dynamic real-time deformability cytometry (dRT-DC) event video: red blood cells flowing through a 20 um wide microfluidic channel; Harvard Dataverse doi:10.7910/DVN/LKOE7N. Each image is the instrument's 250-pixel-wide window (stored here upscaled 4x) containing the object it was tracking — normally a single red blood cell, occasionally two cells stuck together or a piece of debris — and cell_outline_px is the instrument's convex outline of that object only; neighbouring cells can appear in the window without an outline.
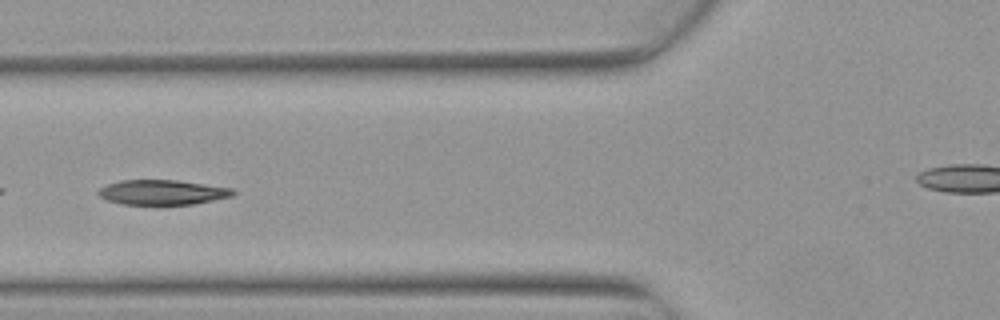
{"species": "Egyptian fruit bat (a non-hibernating species)", "species_latin": "Rousettus aegyptiacus", "temperature_condition": "warm", "stored_images_in_passage": 7, "camera_frame_rate_fps": 3000, "um_per_image_px": 0.085, "animal": {"sex": "female"}, "frame": {"image": 1, "passage_image": 5, "time_ms": 1.333, "image_size_px": [1000, 320], "cell_outline_px": [[236, 192], [232, 196], [192, 204], [124, 204], [108, 200], [100, 196], [96, 192], [100, 188], [108, 184], [120, 180], [176, 180], [232, 188]], "centroid_in_image_um": [13.79, 16.34], "position_along_channel_um": 112.0, "area_um2": 19.25}}
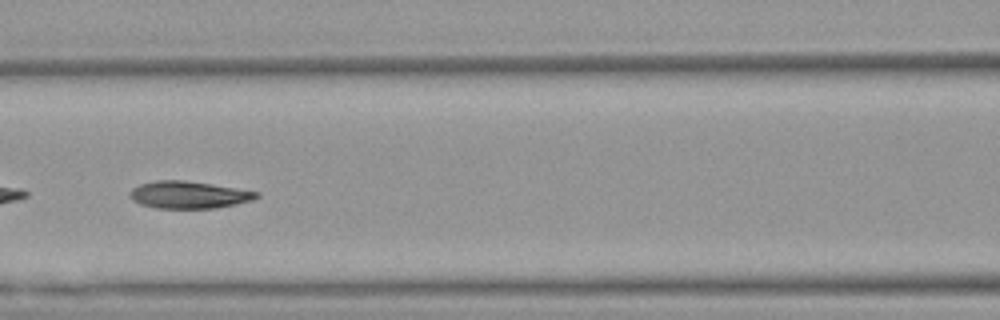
{"frame": {"image": 2, "passage_image": 6, "time_ms": 1.667, "image_size_px": [1000, 320], "cell_outline_px": [[260, 196], [252, 200], [236, 204], [216, 208], [156, 208], [140, 204], [132, 200], [128, 196], [128, 192], [132, 188], [140, 184], [156, 180], [184, 180], [212, 184], [260, 192]], "centroid_in_image_um": [16.02, 16.56], "position_along_channel_um": 150.6, "area_um2": 20.23}}
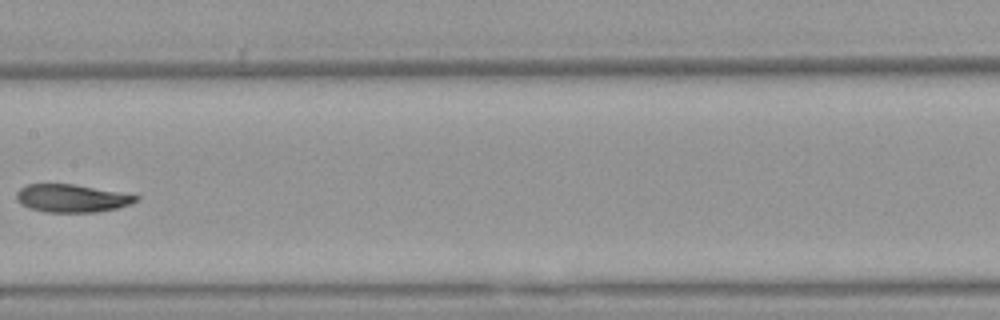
{"frame": {"image": 3, "passage_image": 7, "time_ms": 2.0, "image_size_px": [1000, 320], "cell_outline_px": [[140, 200], [132, 204], [100, 212], [44, 212], [28, 208], [20, 204], [16, 200], [16, 192], [24, 184], [76, 184], [140, 196]], "centroid_in_image_um": [6.09, 16.85], "position_along_channel_um": 201.3, "area_um2": 19.71}}